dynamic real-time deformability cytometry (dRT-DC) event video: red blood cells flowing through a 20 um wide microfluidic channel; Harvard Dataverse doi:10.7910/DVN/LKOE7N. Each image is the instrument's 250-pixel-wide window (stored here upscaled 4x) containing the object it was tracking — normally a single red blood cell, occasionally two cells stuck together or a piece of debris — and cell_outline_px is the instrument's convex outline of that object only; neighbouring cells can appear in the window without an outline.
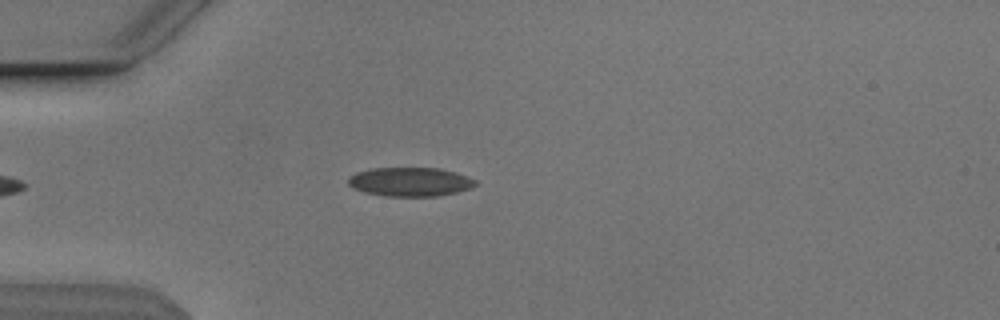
{"species": "Egyptian fruit bat (a non-hibernating species)", "species_latin": "Rousettus aegyptiacus", "temperature_condition": "cold", "stored_images_in_passage": 43, "camera_frame_rate_fps": 3000, "um_per_image_px": 0.085, "animal": {"sex": "male"}, "frame": {"image": 1, "passage_image": 5, "time_ms": 1.333, "image_size_px": [1000, 320], "cell_outline_px": [[476, 184], [472, 188], [456, 192], [436, 196], [384, 196], [364, 192], [352, 188], [348, 184], [348, 176], [356, 172], [372, 168], [440, 168], [476, 180]], "centroid_in_image_um": [34.8, 15.46], "position_along_channel_um": 50.2, "area_um2": 21.39}}
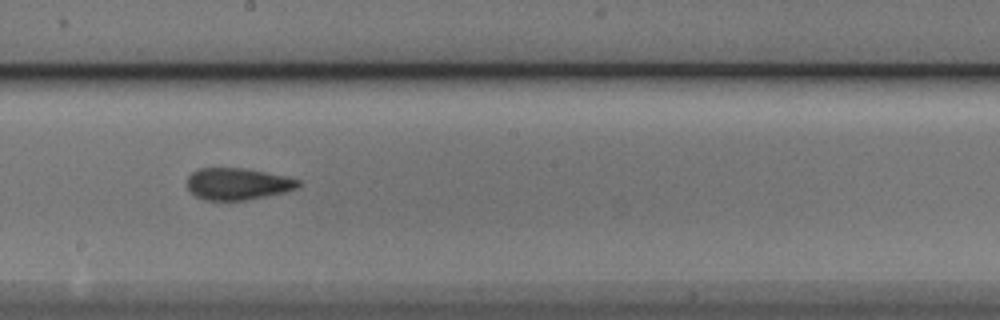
{"frame": {"image": 2, "passage_image": 20, "time_ms": 6.333, "image_size_px": [1000, 320], "cell_outline_px": [[300, 184], [296, 188], [284, 192], [244, 200], [204, 200], [196, 196], [188, 188], [188, 176], [192, 172], [200, 168], [240, 168], [264, 172], [284, 176], [300, 180]], "centroid_in_image_um": [20.17, 15.63], "position_along_channel_um": 228.0, "area_um2": 20.23}}
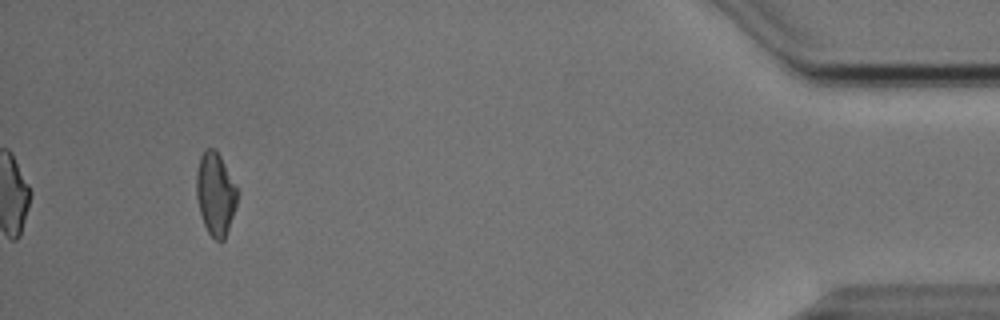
{"frame": {"image": 3, "passage_image": 40, "time_ms": 13.0, "image_size_px": [1000, 320], "cell_outline_px": [[240, 192], [224, 240], [216, 240], [208, 232], [204, 224], [200, 212], [196, 196], [196, 172], [200, 156], [208, 148], [216, 148]], "centroid_in_image_um": [18.32, 16.44], "position_along_channel_um": 416.9, "area_um2": 19.71}, "authors_computed_cell_mechanics": {"area_um2": 20.6924, "velocity_mm_per_s": 3.8399, "shape_relaxation_time_tau1_ms": 7.3489, "shape_relaxation_time_tau2_ms": 1.8035, "deformation_change_tau1": 0.1527, "deformation_change_tau2": 0.0793}}